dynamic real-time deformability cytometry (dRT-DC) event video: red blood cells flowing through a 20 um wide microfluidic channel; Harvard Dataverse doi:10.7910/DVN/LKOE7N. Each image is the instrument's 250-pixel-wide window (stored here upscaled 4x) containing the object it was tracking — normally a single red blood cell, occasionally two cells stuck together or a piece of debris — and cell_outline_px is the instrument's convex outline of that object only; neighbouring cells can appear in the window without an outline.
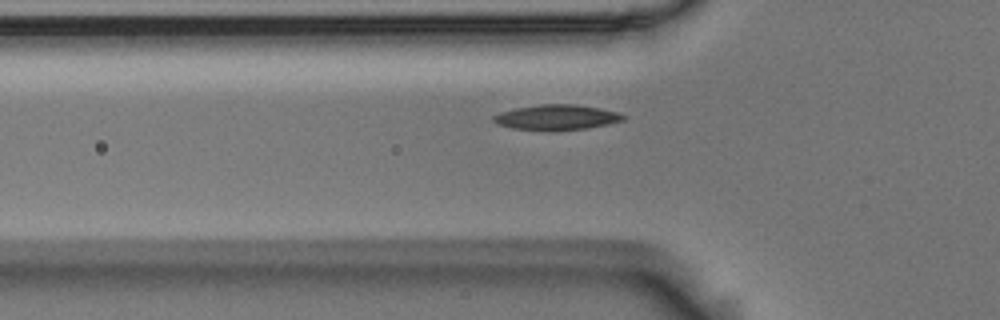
{"species": "Egyptian fruit bat (a non-hibernating species)", "species_latin": "Rousettus aegyptiacus", "temperature_condition": "room temperature", "stored_images_in_passage": 40, "camera_frame_rate_fps": 3000, "um_per_image_px": 0.085, "animal": {"sex": "male"}, "frame": {"image": 1, "passage_image": 9, "time_ms": 2.667, "image_size_px": [1000, 320], "cell_outline_px": [[628, 116], [624, 120], [608, 124], [588, 128], [552, 132], [548, 132], [512, 128], [496, 124], [492, 120], [492, 116], [500, 112], [516, 108], [540, 104], [576, 104], [600, 108], [620, 112]], "centroid_in_image_um": [47.33, 9.99], "position_along_channel_um": 78.5, "area_um2": 19.65}}
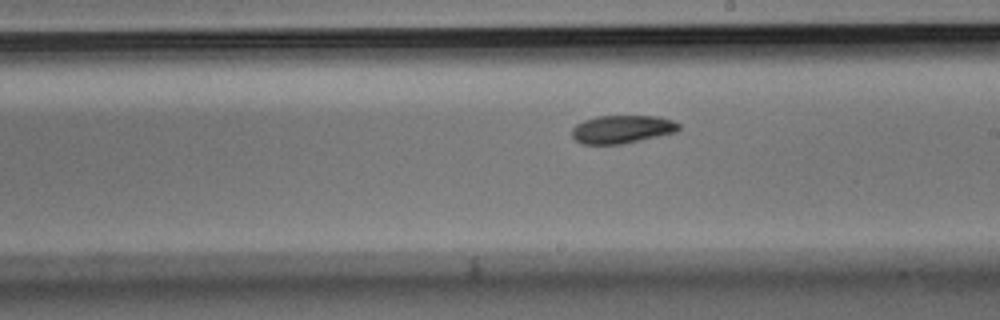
{"frame": {"image": 2, "passage_image": 22, "time_ms": 7.0, "image_size_px": [1000, 320], "cell_outline_px": [[680, 128], [676, 132], [640, 140], [620, 144], [584, 144], [576, 140], [572, 136], [572, 128], [576, 124], [584, 120], [596, 116], [660, 116], [672, 120], [680, 124]], "centroid_in_image_um": [52.88, 10.97], "position_along_channel_um": 236.1, "area_um2": 17.46}}
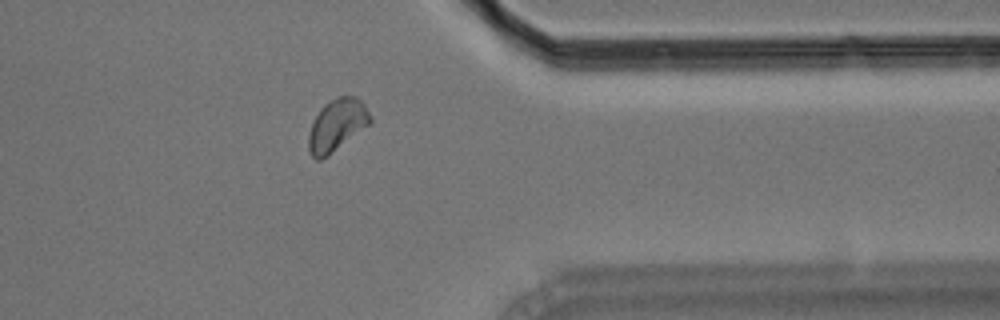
{"frame": {"image": 3, "passage_image": 35, "time_ms": 11.333, "image_size_px": [1000, 320], "cell_outline_px": [[372, 124], [328, 156], [320, 160], [316, 160], [312, 156], [308, 148], [308, 136], [312, 120], [320, 108], [324, 104], [336, 96], [356, 96], [364, 104], [372, 120]], "centroid_in_image_um": [28.64, 10.64], "position_along_channel_um": 382.8, "area_um2": 19.07}}